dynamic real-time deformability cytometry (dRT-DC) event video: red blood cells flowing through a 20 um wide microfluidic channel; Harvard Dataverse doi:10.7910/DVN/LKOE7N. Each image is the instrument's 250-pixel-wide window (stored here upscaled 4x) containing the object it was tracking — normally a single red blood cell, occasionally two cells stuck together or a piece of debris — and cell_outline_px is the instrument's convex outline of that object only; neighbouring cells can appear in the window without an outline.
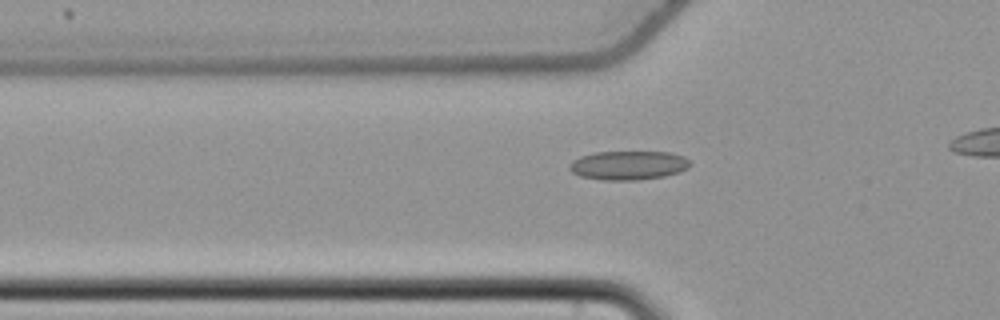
{"species": "common noctule bat (a hibernating species)", "species_latin": "Nyctalus noctula", "temperature_condition": "cold", "stored_images_in_passage": 43, "camera_frame_rate_fps": 3000, "um_per_image_px": 0.085, "animal": {"sex": "female", "body_mass_g": 22.7, "forearm_length_mm": 54.2}, "frame": {"image": 1, "passage_image": 14, "time_ms": 4.333, "image_size_px": [1000, 320], "cell_outline_px": [[692, 164], [688, 168], [680, 172], [664, 176], [640, 180], [600, 180], [580, 176], [572, 172], [568, 168], [568, 164], [572, 160], [580, 156], [596, 152], [672, 152], [684, 156]], "centroid_in_image_um": [53.41, 14.05], "position_along_channel_um": 72.4, "area_um2": 20.63}}
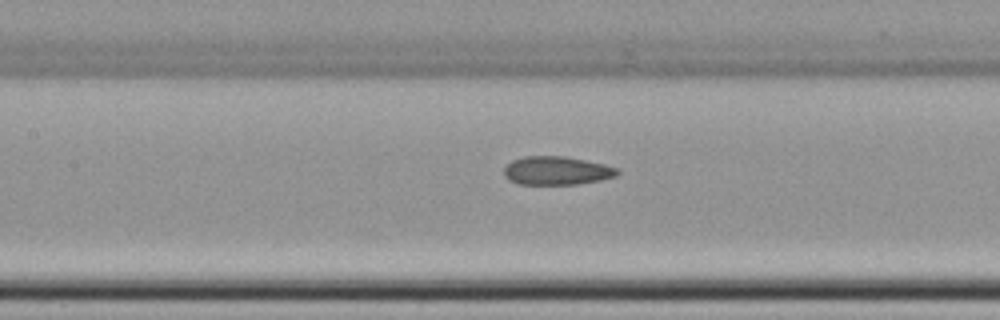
{"frame": {"image": 2, "passage_image": 21, "time_ms": 6.667, "image_size_px": [1000, 320], "cell_outline_px": [[620, 172], [616, 176], [600, 180], [576, 184], [520, 184], [508, 180], [504, 176], [504, 168], [512, 160], [524, 156], [564, 156], [604, 164], [620, 168]], "centroid_in_image_um": [47.32, 14.5], "position_along_channel_um": 160.1, "area_um2": 18.84}}
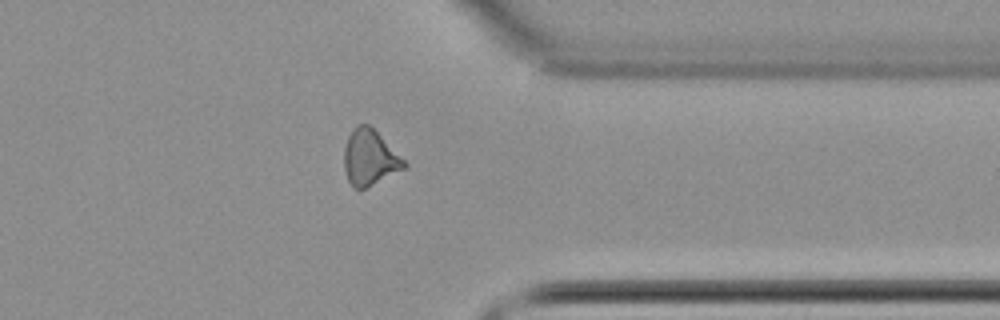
{"frame": {"image": 3, "passage_image": 39, "time_ms": 12.667, "image_size_px": [1000, 320], "cell_outline_px": [[408, 164], [404, 168], [364, 188], [356, 188], [348, 180], [344, 168], [344, 148], [348, 136], [360, 124], [368, 124]], "centroid_in_image_um": [31.4, 13.4], "position_along_channel_um": 380.0, "area_um2": 18.61}, "authors_computed_cell_mechanics": {"area_um2": 19.3052, "velocity_mm_per_s": 3.7709, "shape_relaxation_time_tau1_ms": null, "shape_relaxation_time_tau2_ms": 2.4196, "deformation_change_tau1": null, "deformation_change_tau2": 0.0759}}